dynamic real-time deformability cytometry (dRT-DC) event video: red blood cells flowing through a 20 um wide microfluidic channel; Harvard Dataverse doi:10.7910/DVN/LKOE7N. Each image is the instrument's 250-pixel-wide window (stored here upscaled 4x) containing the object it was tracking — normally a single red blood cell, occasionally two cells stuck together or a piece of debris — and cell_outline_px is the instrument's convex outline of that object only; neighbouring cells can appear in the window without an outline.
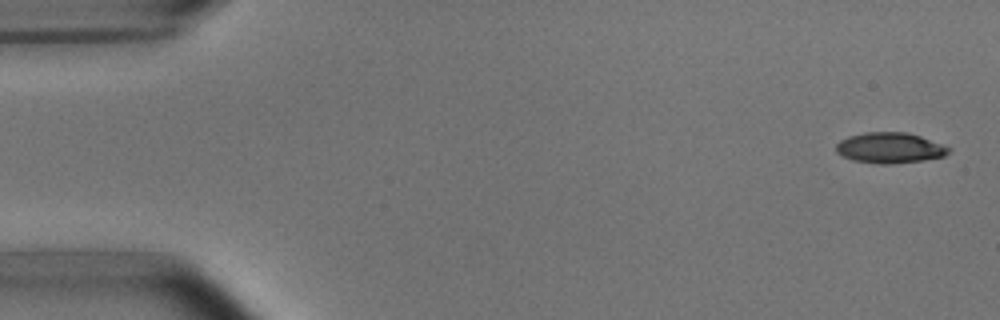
{"species": "common noctule bat (a hibernating species)", "species_latin": "Nyctalus noctula", "temperature_condition": "room temperature", "stored_images_in_passage": 4, "camera_frame_rate_fps": 3000, "um_per_image_px": 0.085, "animal": {"sex": "male", "body_mass_g": 15.6}, "frame": {"image": 1, "passage_image": 1, "time_ms": 0.0, "image_size_px": [1000, 320], "cell_outline_px": [[952, 148], [944, 156], [924, 160], [888, 164], [880, 164], [852, 160], [836, 152], [836, 144], [840, 140], [848, 136], [864, 132], [908, 132], [920, 136]], "centroid_in_image_um": [75.62, 12.56], "position_along_channel_um": 9.4, "area_um2": 20.06}}
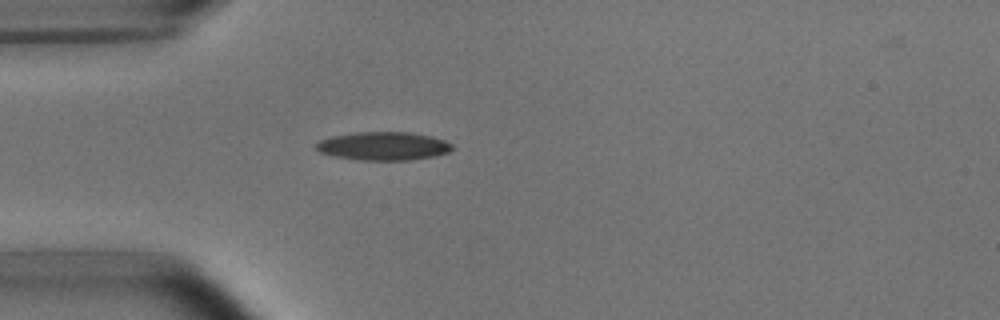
{"frame": {"image": 2, "passage_image": 4, "time_ms": 4.333, "image_size_px": [1000, 320], "cell_outline_px": [[456, 148], [448, 152], [432, 156], [408, 160], [360, 160], [336, 156], [320, 152], [316, 148], [316, 144], [320, 140], [332, 136], [356, 132], [408, 132], [432, 136], [444, 140], [452, 144]], "centroid_in_image_um": [32.61, 12.41], "position_along_channel_um": 52.4, "area_um2": 22.37}}